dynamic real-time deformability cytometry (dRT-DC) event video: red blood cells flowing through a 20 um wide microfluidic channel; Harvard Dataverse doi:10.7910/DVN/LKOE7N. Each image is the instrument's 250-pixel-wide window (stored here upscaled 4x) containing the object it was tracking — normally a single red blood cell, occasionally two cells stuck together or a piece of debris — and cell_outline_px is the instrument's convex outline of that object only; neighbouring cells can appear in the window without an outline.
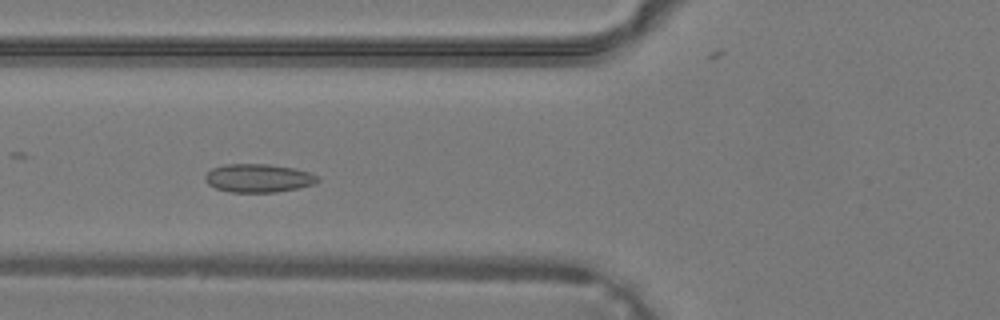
{"species": "common noctule bat (a hibernating species)", "species_latin": "Nyctalus noctula", "temperature_condition": "warm", "stored_images_in_passage": 38, "camera_frame_rate_fps": 3000, "um_per_image_px": 0.085, "animal": {"sex": "male", "body_mass_g": 19.2, "forearm_length_mm": 51.8}, "frame": {"image": 1, "passage_image": 13, "time_ms": 4.0, "image_size_px": [1000, 320], "cell_outline_px": [[320, 180], [316, 184], [276, 192], [232, 192], [216, 188], [208, 184], [204, 180], [204, 176], [212, 168], [224, 164], [268, 164], [296, 168], [308, 172], [316, 176]], "centroid_in_image_um": [21.95, 15.13], "position_along_channel_um": 103.8, "area_um2": 18.61}}
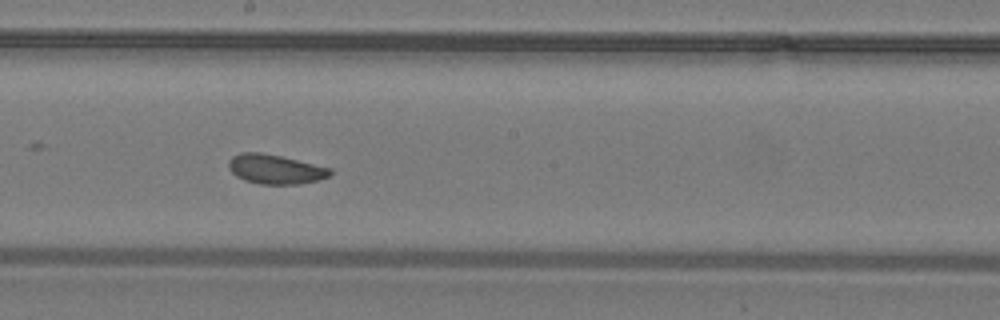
{"frame": {"image": 2, "passage_image": 20, "time_ms": 6.333, "image_size_px": [1000, 320], "cell_outline_px": [[332, 172], [328, 176], [320, 180], [300, 184], [260, 184], [244, 180], [236, 176], [228, 168], [228, 160], [232, 156], [240, 152], [260, 152], [280, 156], [332, 168]], "centroid_in_image_um": [23.38, 14.38], "position_along_channel_um": 224.8, "area_um2": 17.51}}
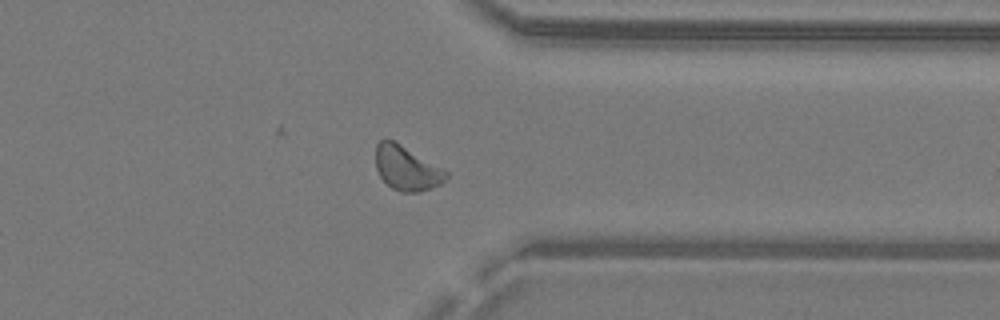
{"frame": {"image": 3, "passage_image": 29, "time_ms": 9.333, "image_size_px": [1000, 320], "cell_outline_px": [[448, 176], [440, 184], [420, 192], [400, 192], [392, 188], [380, 176], [376, 168], [376, 144], [384, 136], [400, 144], [448, 172]], "centroid_in_image_um": [34.53, 14.29], "position_along_channel_um": 376.9, "area_um2": 17.98}}